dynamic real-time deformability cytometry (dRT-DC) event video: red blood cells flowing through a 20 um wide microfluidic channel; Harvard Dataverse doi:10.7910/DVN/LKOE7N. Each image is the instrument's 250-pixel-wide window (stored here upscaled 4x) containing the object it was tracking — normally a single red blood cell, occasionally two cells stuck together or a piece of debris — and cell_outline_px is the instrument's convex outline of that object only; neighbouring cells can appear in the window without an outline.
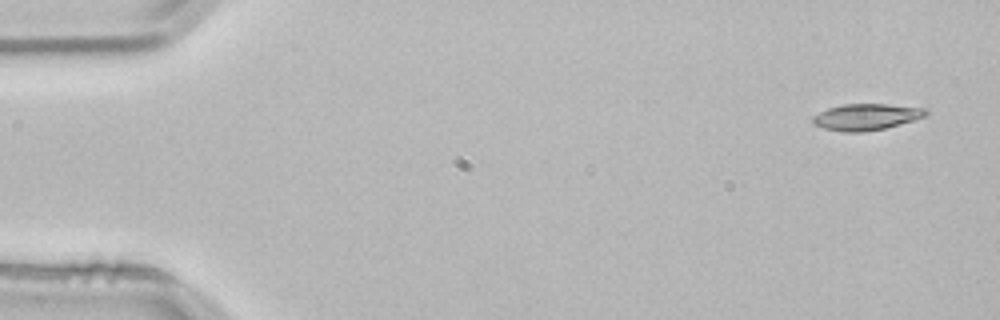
{"species": "common noctule bat (a hibernating species)", "species_latin": "Nyctalus noctula", "temperature_condition": "room temperature", "stored_images_in_passage": 3, "camera_frame_rate_fps": 3000, "um_per_image_px": 0.085, "animal": {"sex": "male", "body_mass_g": 21.5, "forearm_length_mm": 52.0}, "frame": {"image": 1, "passage_image": 1, "time_ms": 0.0, "image_size_px": [1000, 320], "cell_outline_px": [[928, 112], [924, 116], [912, 120], [884, 128], [864, 132], [844, 132], [824, 128], [812, 124], [812, 116], [828, 108], [844, 104], [888, 104], [928, 108]], "centroid_in_image_um": [73.61, 9.93], "position_along_channel_um": 11.4, "area_um2": 17.28}}